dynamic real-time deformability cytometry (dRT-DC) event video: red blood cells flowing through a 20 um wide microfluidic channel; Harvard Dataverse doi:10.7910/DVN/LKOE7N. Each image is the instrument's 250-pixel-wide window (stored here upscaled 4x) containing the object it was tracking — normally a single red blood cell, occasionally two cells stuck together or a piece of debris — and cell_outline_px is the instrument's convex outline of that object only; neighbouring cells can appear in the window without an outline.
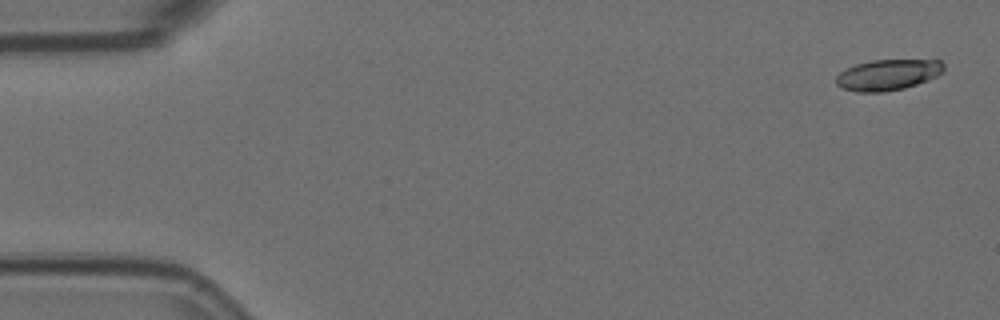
{"species": "Egyptian fruit bat (a non-hibernating species)", "species_latin": "Rousettus aegyptiacus", "temperature_condition": "room temperature", "stored_images_in_passage": 56, "camera_frame_rate_fps": 3000, "um_per_image_px": 0.085, "animal": {"sex": "female"}, "frame": {"image": 1, "passage_image": 1, "time_ms": 0.0, "image_size_px": [1000, 320], "cell_outline_px": [[944, 68], [936, 76], [928, 80], [904, 88], [884, 92], [856, 92], [844, 88], [836, 84], [836, 76], [840, 72], [856, 64], [872, 60], [940, 60], [944, 64]], "centroid_in_image_um": [75.46, 6.36], "position_along_channel_um": 9.5, "area_um2": 19.19}}
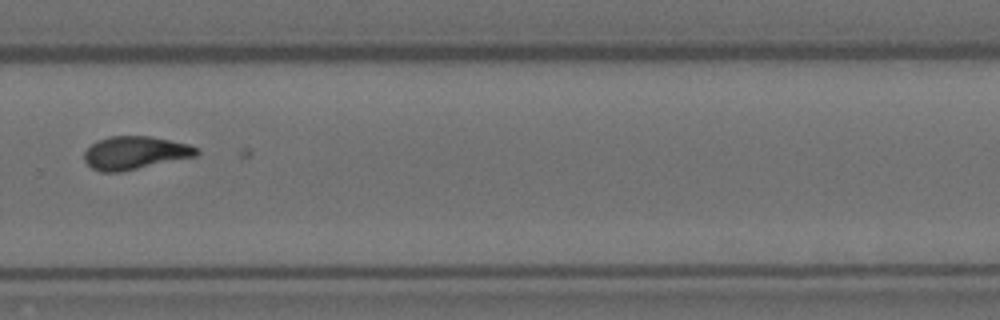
{"frame": {"image": 2, "passage_image": 38, "time_ms": 12.333, "image_size_px": [1000, 320], "cell_outline_px": [[200, 152], [196, 156], [120, 172], [100, 172], [92, 168], [84, 160], [84, 152], [96, 140], [108, 136], [152, 136], [188, 144], [200, 148]], "centroid_in_image_um": [11.48, 12.98], "position_along_channel_um": 318.3, "area_um2": 21.73}}
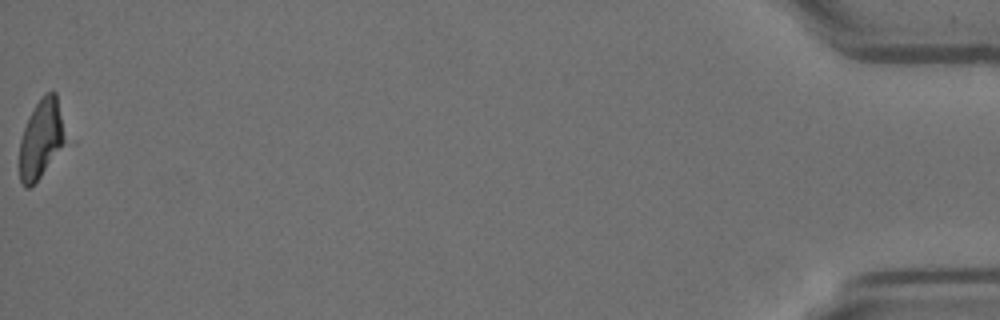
{"frame": {"image": 3, "passage_image": 56, "time_ms": 18.333, "image_size_px": [1000, 320], "cell_outline_px": [[64, 140], [40, 176], [28, 188], [24, 188], [20, 180], [20, 140], [28, 116], [36, 104], [48, 92], [56, 92]], "centroid_in_image_um": [3.42, 11.81], "position_along_channel_um": 431.8, "area_um2": 19.65}}